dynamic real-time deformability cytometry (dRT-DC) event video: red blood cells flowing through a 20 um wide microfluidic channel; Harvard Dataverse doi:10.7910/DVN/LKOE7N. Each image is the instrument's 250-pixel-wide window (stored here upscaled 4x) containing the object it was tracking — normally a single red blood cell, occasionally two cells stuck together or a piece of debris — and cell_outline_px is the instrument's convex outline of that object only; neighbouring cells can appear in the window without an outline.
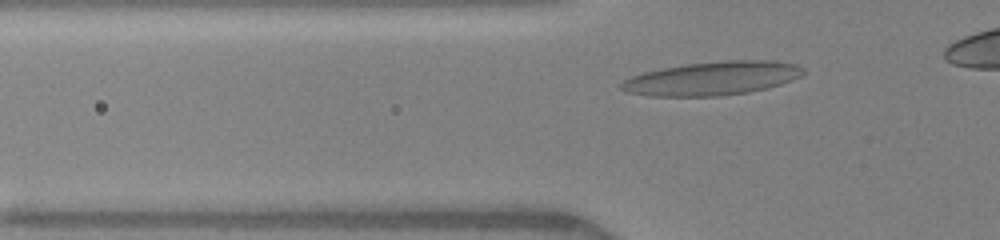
{"species": "human", "species_latin": "Homo sapiens", "temperature_condition": "warm", "stored_images_in_passage": 33, "camera_frame_rate_fps": 3000, "um_per_image_px": 0.085, "donor": {"sex": "female"}, "frame": {"image": 1, "passage_image": 6, "time_ms": 1.667, "image_size_px": [1000, 240], "cell_outline_px": [[804, 72], [800, 76], [792, 80], [768, 88], [748, 92], [720, 96], [648, 96], [628, 92], [620, 88], [620, 84], [624, 80], [632, 76], [644, 72], [660, 68], [684, 64], [724, 60], [776, 60], [796, 64], [804, 68]], "centroid_in_image_um": [60.56, 6.65], "position_along_channel_um": 65.2, "area_um2": 35.89}}
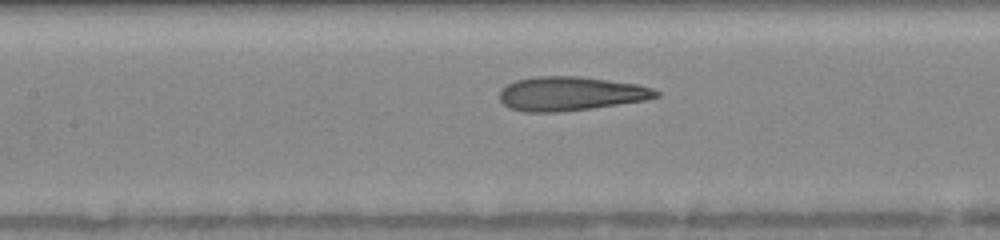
{"frame": {"image": 2, "passage_image": 13, "time_ms": 4.0, "image_size_px": [1000, 240], "cell_outline_px": [[660, 96], [648, 100], [592, 108], [560, 112], [524, 112], [508, 108], [500, 100], [500, 88], [516, 80], [536, 76], [576, 76], [608, 80], [636, 84], [652, 88], [660, 92]], "centroid_in_image_um": [48.49, 7.97], "position_along_channel_um": 158.9, "area_um2": 31.15}}
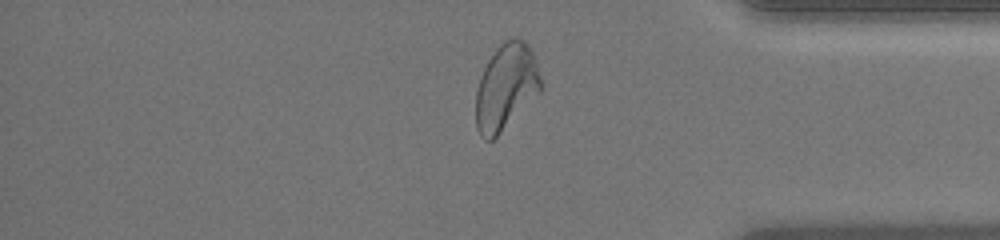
{"frame": {"image": 3, "passage_image": 31, "time_ms": 10.0, "image_size_px": [1000, 240], "cell_outline_px": [[540, 92], [492, 140], [484, 140], [480, 136], [476, 128], [476, 92], [480, 76], [488, 60], [496, 48], [504, 40], [512, 36], [516, 36], [524, 40], [532, 52], [536, 64], [540, 80]], "centroid_in_image_um": [42.97, 7.37], "position_along_channel_um": 392.2, "area_um2": 32.25}}